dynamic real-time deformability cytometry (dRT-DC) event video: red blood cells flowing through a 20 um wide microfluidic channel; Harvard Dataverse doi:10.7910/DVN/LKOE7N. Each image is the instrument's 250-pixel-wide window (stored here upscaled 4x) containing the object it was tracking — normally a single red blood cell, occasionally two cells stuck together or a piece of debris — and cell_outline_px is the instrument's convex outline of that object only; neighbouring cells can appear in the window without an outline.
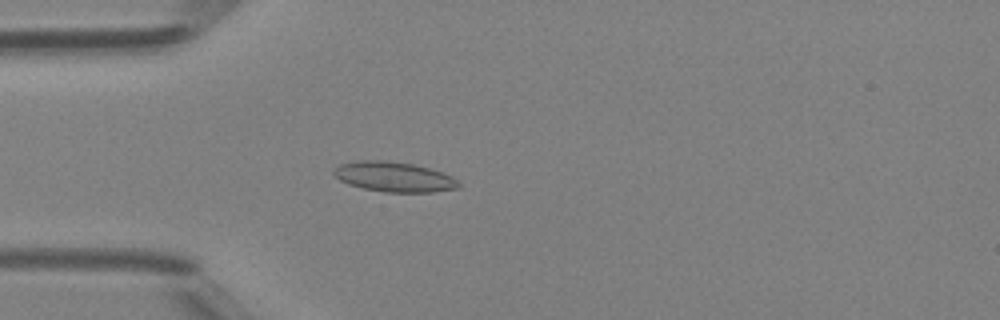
{"species": "Egyptian fruit bat (a non-hibernating species)", "species_latin": "Rousettus aegyptiacus", "temperature_condition": "room temperature", "stored_images_in_passage": 44, "camera_frame_rate_fps": 3000, "um_per_image_px": 0.085, "animal": {"sex": "female"}, "frame": {"image": 1, "passage_image": 14, "time_ms": 4.333, "image_size_px": [1000, 320], "cell_outline_px": [[460, 188], [432, 192], [384, 192], [364, 188], [348, 184], [340, 180], [332, 172], [340, 164], [356, 160], [380, 160], [412, 164], [444, 172], [452, 176], [460, 184]], "centroid_in_image_um": [33.51, 15.03], "position_along_channel_um": 51.5, "area_um2": 21.73}}
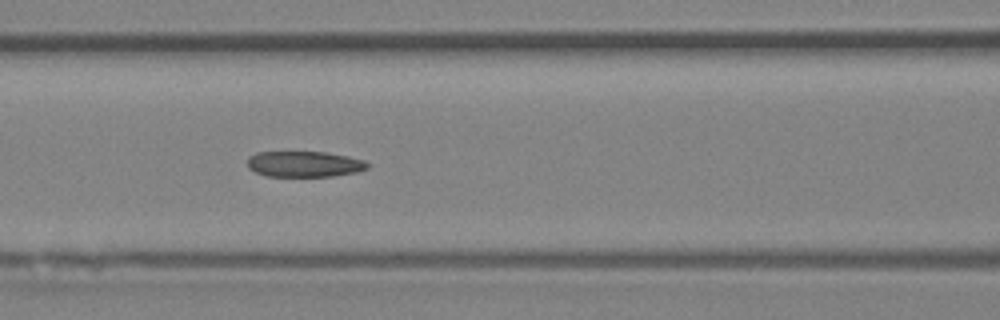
{"frame": {"image": 2, "passage_image": 21, "time_ms": 6.667, "image_size_px": [1000, 320], "cell_outline_px": [[368, 168], [356, 172], [332, 176], [264, 176], [248, 168], [248, 156], [256, 152], [324, 152], [348, 156], [364, 160], [368, 164]], "centroid_in_image_um": [25.84, 13.94], "position_along_channel_um": 140.8, "area_um2": 18.03}}
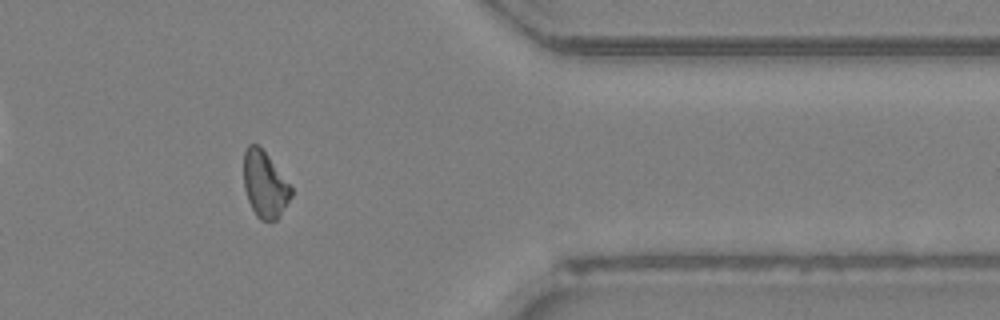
{"frame": {"image": 3, "passage_image": 40, "time_ms": 13.0, "image_size_px": [1000, 320], "cell_outline_px": [[292, 196], [280, 216], [276, 220], [260, 220], [256, 216], [248, 200], [244, 188], [244, 152], [248, 144], [256, 144], [268, 156], [292, 188]], "centroid_in_image_um": [22.5, 15.71], "position_along_channel_um": 388.9, "area_um2": 18.09}, "authors_computed_cell_mechanics": {"area_um2": 18.9295, "velocity_mm_per_s": 4.2231, "shape_relaxation_time_tau1_ms": null, "shape_relaxation_time_tau2_ms": 4.5556, "deformation_change_tau1": null, "deformation_change_tau2": 0.1216}}